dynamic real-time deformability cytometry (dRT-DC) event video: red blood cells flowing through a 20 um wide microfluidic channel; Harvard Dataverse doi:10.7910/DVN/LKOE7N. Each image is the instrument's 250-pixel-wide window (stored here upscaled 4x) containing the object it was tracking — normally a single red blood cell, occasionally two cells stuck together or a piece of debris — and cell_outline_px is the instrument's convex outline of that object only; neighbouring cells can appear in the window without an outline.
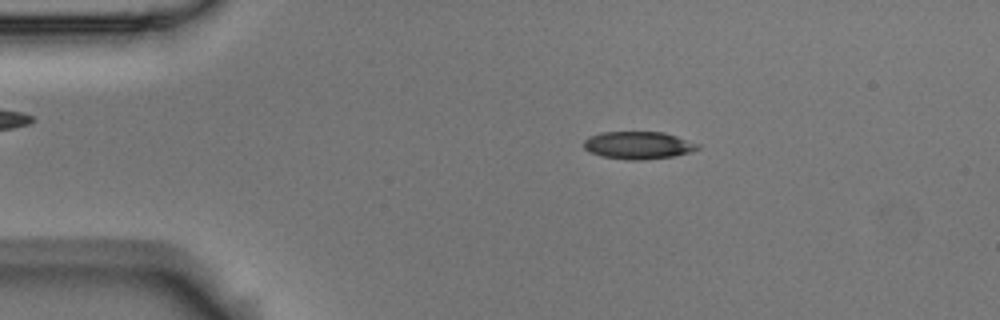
{"species": "Egyptian fruit bat (a non-hibernating species)", "species_latin": "Rousettus aegyptiacus", "temperature_condition": "room temperature", "stored_images_in_passage": 7, "camera_frame_rate_fps": 3000, "um_per_image_px": 0.085, "animal": {"sex": "male"}, "frame": {"image": 1, "passage_image": 3, "time_ms": 0.667, "image_size_px": [1000, 320], "cell_outline_px": [[700, 148], [692, 152], [672, 156], [644, 160], [628, 160], [600, 156], [588, 152], [584, 148], [584, 140], [588, 136], [600, 132], [664, 132], [700, 144]], "centroid_in_image_um": [54.23, 12.35], "position_along_channel_um": 30.8, "area_um2": 18.5}}
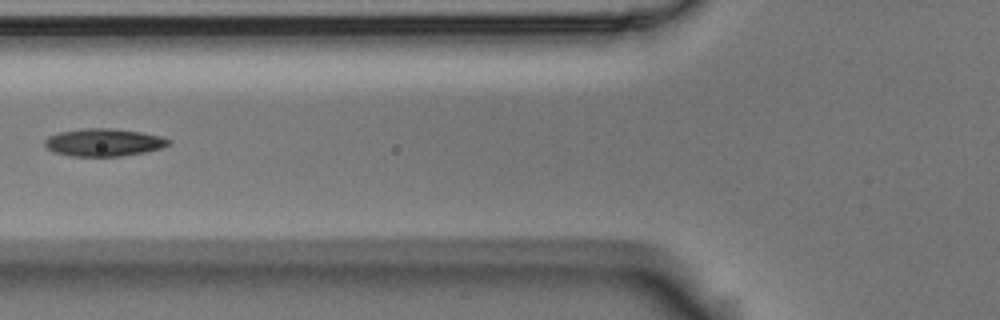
{"frame": {"image": 2, "passage_image": 6, "time_ms": 1.667, "image_size_px": [1000, 320], "cell_outline_px": [[172, 144], [160, 148], [144, 152], [120, 156], [68, 156], [52, 152], [44, 144], [44, 140], [48, 136], [60, 132], [88, 128], [112, 128], [140, 132], [160, 136], [172, 140]], "centroid_in_image_um": [8.81, 12.11], "position_along_channel_um": 117.0, "area_um2": 19.94}}
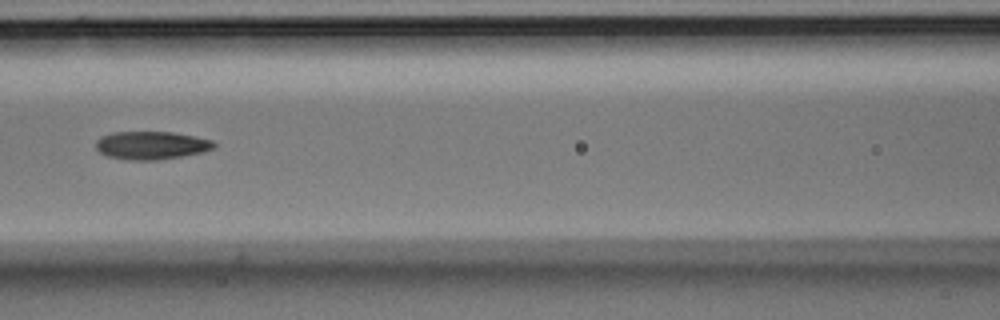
{"frame": {"image": 3, "passage_image": 7, "time_ms": 2.0, "image_size_px": [1000, 320], "cell_outline_px": [[216, 144], [212, 148], [204, 152], [156, 160], [128, 160], [108, 156], [100, 152], [96, 148], [96, 140], [100, 136], [112, 132], [172, 132], [212, 140]], "centroid_in_image_um": [12.83, 12.35], "position_along_channel_um": 153.8, "area_um2": 19.19}}